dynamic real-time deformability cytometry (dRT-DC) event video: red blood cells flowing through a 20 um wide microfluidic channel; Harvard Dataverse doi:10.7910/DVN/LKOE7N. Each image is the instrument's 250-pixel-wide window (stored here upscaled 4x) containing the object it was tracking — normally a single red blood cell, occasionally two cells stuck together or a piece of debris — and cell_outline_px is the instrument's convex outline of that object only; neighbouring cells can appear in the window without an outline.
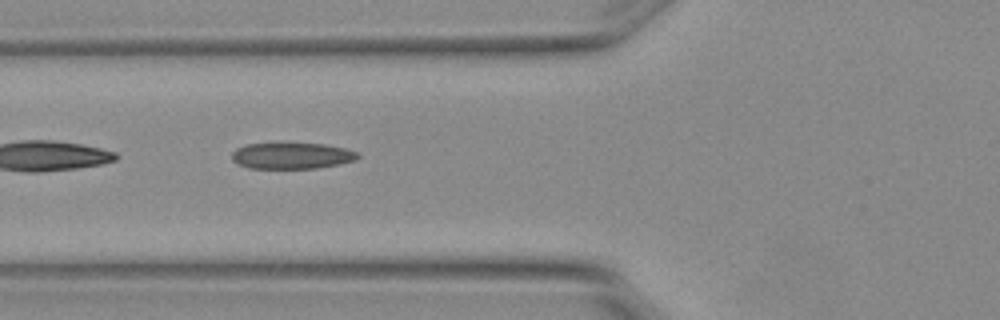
{"species": "Egyptian fruit bat (a non-hibernating species)", "species_latin": "Rousettus aegyptiacus", "temperature_condition": "warm", "stored_images_in_passage": 3, "camera_frame_rate_fps": 3000, "um_per_image_px": 0.085, "animal": {"sex": "female"}, "frame": {"image": 1, "passage_image": 2, "time_ms": 0.333, "image_size_px": [1000, 320], "cell_outline_px": [[360, 156], [352, 160], [340, 164], [316, 168], [248, 168], [232, 160], [232, 152], [236, 148], [244, 144], [276, 140], [280, 140], [324, 144], [344, 148], [356, 152]], "centroid_in_image_um": [24.72, 13.17], "position_along_channel_um": 101.1, "area_um2": 20.11}}
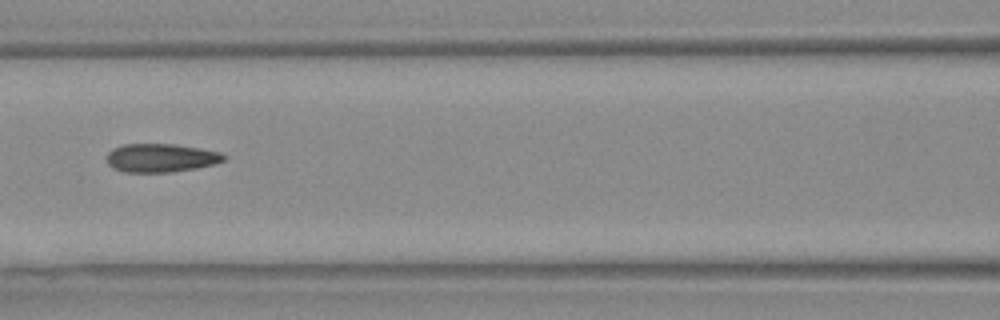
{"frame": {"image": 2, "passage_image": 3, "time_ms": 0.667, "image_size_px": [1000, 320], "cell_outline_px": [[228, 156], [224, 160], [216, 164], [196, 168], [172, 172], [124, 172], [112, 168], [108, 164], [108, 152], [112, 148], [124, 144], [172, 144], [200, 148], [220, 152]], "centroid_in_image_um": [13.69, 13.42], "position_along_channel_um": 152.9, "area_um2": 19.54}}